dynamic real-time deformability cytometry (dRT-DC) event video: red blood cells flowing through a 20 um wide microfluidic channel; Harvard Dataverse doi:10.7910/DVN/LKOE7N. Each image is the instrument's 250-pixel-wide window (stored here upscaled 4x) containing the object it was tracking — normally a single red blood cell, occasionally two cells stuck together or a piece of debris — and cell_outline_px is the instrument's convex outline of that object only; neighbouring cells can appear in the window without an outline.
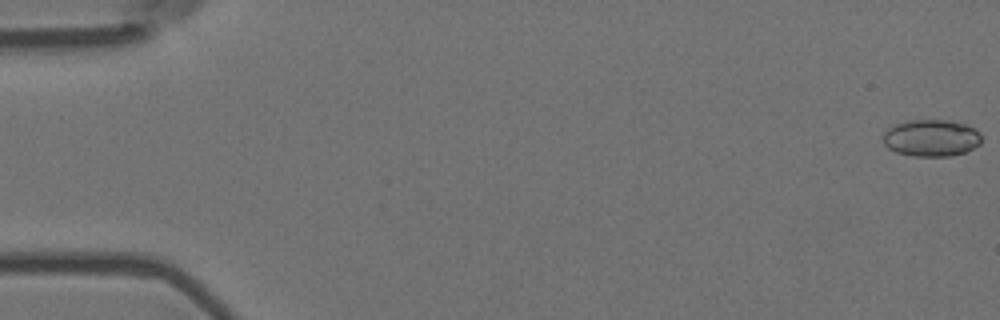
{"species": "Egyptian fruit bat (a non-hibernating species)", "species_latin": "Rousettus aegyptiacus", "temperature_condition": "room temperature", "stored_images_in_passage": 4, "camera_frame_rate_fps": 3000, "um_per_image_px": 0.085, "animal": {"sex": "female"}, "frame": {"image": 1, "passage_image": 1, "time_ms": 0.0, "image_size_px": [1000, 320], "cell_outline_px": [[980, 144], [964, 152], [952, 156], [912, 156], [896, 152], [888, 148], [884, 144], [880, 136], [888, 128], [904, 120], [948, 120], [964, 124], [976, 128], [980, 132]], "centroid_in_image_um": [79.12, 11.72], "position_along_channel_um": 5.9, "area_um2": 21.39}}